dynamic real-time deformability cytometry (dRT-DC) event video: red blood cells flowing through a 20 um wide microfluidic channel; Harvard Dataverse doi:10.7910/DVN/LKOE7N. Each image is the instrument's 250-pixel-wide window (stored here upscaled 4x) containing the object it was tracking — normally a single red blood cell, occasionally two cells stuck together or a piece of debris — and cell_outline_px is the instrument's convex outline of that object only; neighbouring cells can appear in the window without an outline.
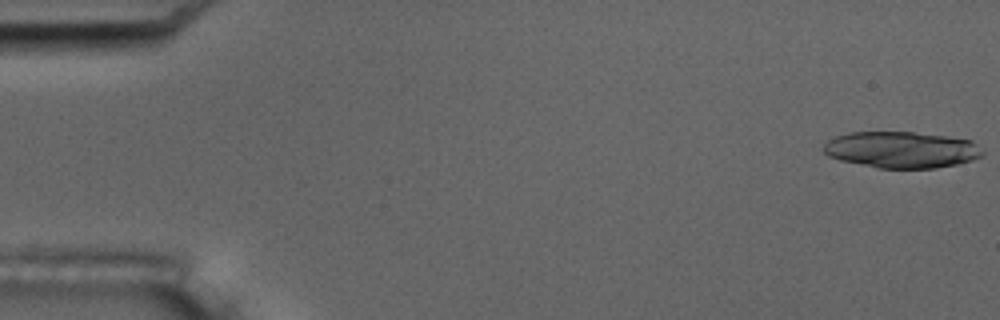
{"species": "common noctule bat (a hibernating species)", "species_latin": "Nyctalus noctula", "temperature_condition": "room temperature", "stored_images_in_passage": 26, "camera_frame_rate_fps": 3000, "um_per_image_px": 0.085, "animal": {"sex": "male", "body_mass_g": 17.5, "forearm_length_mm": 52.3}, "frame": {"image": 1, "passage_image": 1, "time_ms": 0.0, "image_size_px": [1000, 320], "cell_outline_px": [[984, 152], [980, 156], [972, 160], [956, 164], [936, 168], [876, 168], [840, 160], [828, 156], [824, 152], [824, 144], [828, 140], [836, 136], [848, 132], [912, 132], [948, 136], [972, 140]], "centroid_in_image_um": [76.61, 12.73], "position_along_channel_um": 8.4, "area_um2": 33.76}}